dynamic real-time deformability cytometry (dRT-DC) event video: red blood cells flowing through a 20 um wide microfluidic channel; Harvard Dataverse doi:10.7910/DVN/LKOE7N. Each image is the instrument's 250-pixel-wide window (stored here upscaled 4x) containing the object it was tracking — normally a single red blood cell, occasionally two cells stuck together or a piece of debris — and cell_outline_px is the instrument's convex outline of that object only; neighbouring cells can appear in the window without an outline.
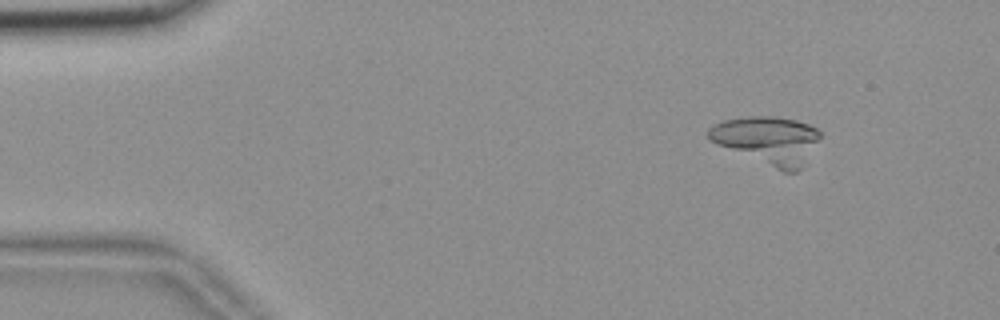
{"species": "common noctule bat (a hibernating species)", "species_latin": "Nyctalus noctula", "temperature_condition": "room temperature", "stored_images_in_passage": 51, "camera_frame_rate_fps": 3000, "um_per_image_px": 0.085, "animal": {"sex": "female", "body_mass_g": 18.4}, "frame": {"image": 1, "passage_image": 2, "time_ms": 0.333, "image_size_px": [1000, 320], "cell_outline_px": [[820, 136], [804, 168], [796, 172], [784, 172], [716, 144], [708, 136], [708, 128], [724, 120], [752, 116], [776, 116], [796, 120], [808, 124], [816, 128], [820, 132]], "centroid_in_image_um": [65.3, 11.92], "position_along_channel_um": 19.7, "area_um2": 31.04}}
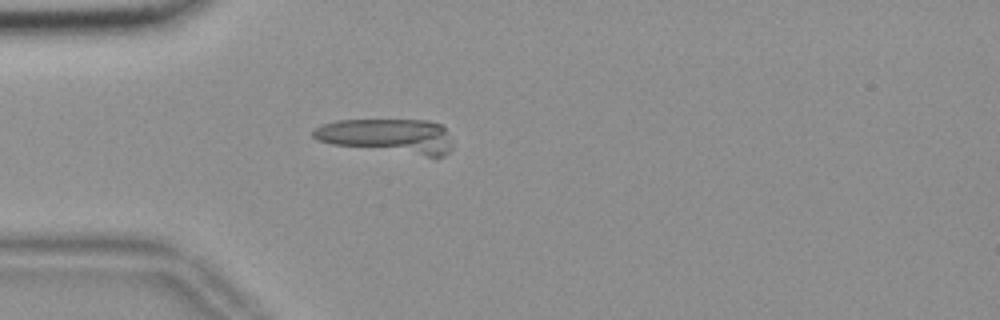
{"frame": {"image": 2, "passage_image": 11, "time_ms": 3.333, "image_size_px": [1000, 320], "cell_outline_px": [[452, 148], [444, 156], [428, 156], [332, 144], [316, 140], [312, 136], [312, 132], [316, 128], [324, 124], [336, 120], [428, 120], [440, 124], [444, 128], [452, 140]], "centroid_in_image_um": [32.98, 11.55], "position_along_channel_um": 52.0, "area_um2": 27.92}}